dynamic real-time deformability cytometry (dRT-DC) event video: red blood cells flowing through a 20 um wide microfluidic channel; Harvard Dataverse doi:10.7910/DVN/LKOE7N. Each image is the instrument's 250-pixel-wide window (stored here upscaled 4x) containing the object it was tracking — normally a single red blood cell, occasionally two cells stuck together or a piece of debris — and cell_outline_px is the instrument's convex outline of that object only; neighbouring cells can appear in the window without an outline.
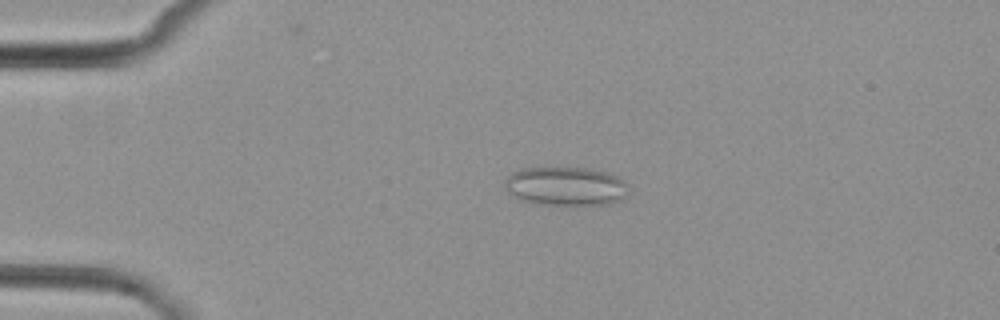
{"species": "common noctule bat (a hibernating species)", "species_latin": "Nyctalus noctula", "temperature_condition": "cold", "stored_images_in_passage": 3, "camera_frame_rate_fps": 3000, "um_per_image_px": 0.085, "animal": {"sex": "female", "body_mass_g": 29.2, "forearm_length_mm": 56.3}, "frame": {"image": 1, "passage_image": 2, "time_ms": 2.0, "image_size_px": [1000, 320], "cell_outline_px": [[628, 196], [620, 200], [608, 204], [536, 204], [520, 200], [508, 192], [504, 184], [504, 180], [512, 172], [520, 168], [588, 168], [604, 172], [616, 176], [624, 180], [628, 184]], "centroid_in_image_um": [48.08, 15.83], "position_along_channel_um": 36.9, "area_um2": 28.03}}